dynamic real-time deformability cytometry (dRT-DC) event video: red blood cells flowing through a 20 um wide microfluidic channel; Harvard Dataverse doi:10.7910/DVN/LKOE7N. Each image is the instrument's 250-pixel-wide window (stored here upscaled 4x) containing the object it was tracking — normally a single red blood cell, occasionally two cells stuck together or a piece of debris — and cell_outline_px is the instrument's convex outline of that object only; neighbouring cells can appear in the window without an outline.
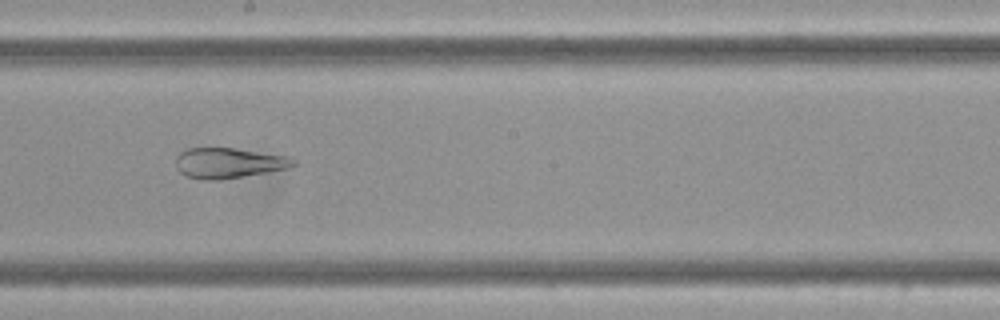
{"species": "Egyptian fruit bat (a non-hibernating species)", "species_latin": "Rousettus aegyptiacus", "temperature_condition": "cold", "stored_images_in_passage": 10, "camera_frame_rate_fps": 3000, "um_per_image_px": 0.085, "frame": {"image": 1, "passage_image": 9, "time_ms": 2.667, "image_size_px": [1000, 320], "cell_outline_px": [[296, 164], [284, 168], [264, 172], [220, 180], [200, 180], [188, 176], [180, 172], [176, 168], [176, 156], [180, 152], [188, 148], [232, 148], [288, 156], [296, 160]], "centroid_in_image_um": [19.37, 13.85], "position_along_channel_um": 228.8, "area_um2": 20.52}}